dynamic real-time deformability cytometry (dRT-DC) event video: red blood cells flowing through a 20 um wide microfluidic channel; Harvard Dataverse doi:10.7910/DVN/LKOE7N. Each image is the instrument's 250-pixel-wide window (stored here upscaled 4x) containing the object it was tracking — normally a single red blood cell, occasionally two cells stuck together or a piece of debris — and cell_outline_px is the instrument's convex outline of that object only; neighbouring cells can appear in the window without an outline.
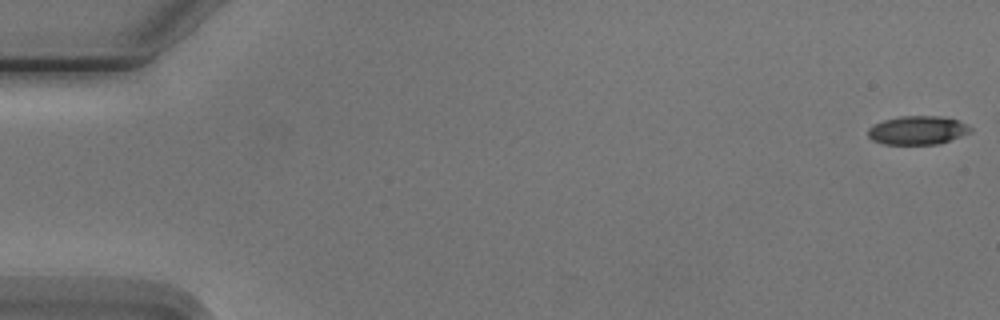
{"species": "Egyptian fruit bat (a non-hibernating species)", "species_latin": "Rousettus aegyptiacus", "temperature_condition": "cold", "stored_images_in_passage": 6, "camera_frame_rate_fps": 3000, "um_per_image_px": 0.085, "animal": {"sex": "male"}, "frame": {"image": 1, "passage_image": 1, "time_ms": 0.0, "image_size_px": [1000, 320], "cell_outline_px": [[972, 132], [940, 144], [884, 144], [872, 140], [868, 136], [868, 128], [872, 124], [884, 120], [900, 116], [940, 116], [956, 120], [972, 128]], "centroid_in_image_um": [77.97, 11.08], "position_along_channel_um": 7.0, "area_um2": 17.11}}